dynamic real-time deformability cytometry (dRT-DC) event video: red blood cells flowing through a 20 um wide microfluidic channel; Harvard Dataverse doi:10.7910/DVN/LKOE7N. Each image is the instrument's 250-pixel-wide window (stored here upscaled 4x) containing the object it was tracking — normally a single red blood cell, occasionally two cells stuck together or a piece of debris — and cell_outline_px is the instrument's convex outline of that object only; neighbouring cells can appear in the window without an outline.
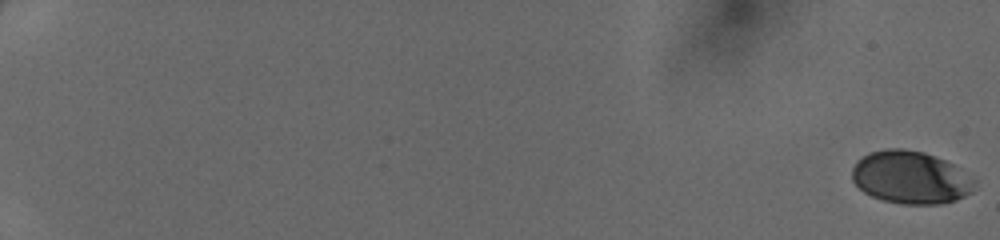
{"species": "human", "species_latin": "Homo sapiens", "temperature_condition": "cold", "stored_images_in_passage": 51, "camera_frame_rate_fps": 3000, "um_per_image_px": 0.085, "donor": {"sex": "female"}, "frame": {"image": 1, "passage_image": 1, "time_ms": 0.0, "image_size_px": [1000, 240], "cell_outline_px": [[976, 184], [972, 192], [956, 200], [940, 204], [900, 204], [884, 200], [872, 196], [864, 192], [852, 180], [852, 168], [856, 160], [868, 152], [888, 148], [904, 148], [924, 152], [936, 156], [952, 164], [976, 180]], "centroid_in_image_um": [77.39, 15.07], "position_along_channel_um": 7.6, "area_um2": 37.86}}
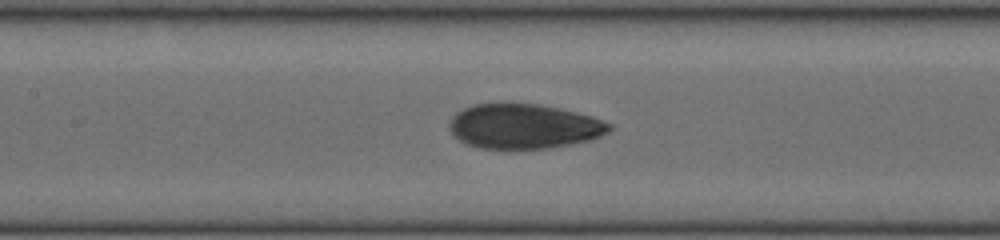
{"frame": {"image": 2, "passage_image": 28, "time_ms": 9.0, "image_size_px": [1000, 240], "cell_outline_px": [[612, 128], [608, 132], [592, 140], [552, 148], [520, 152], [480, 148], [468, 144], [460, 140], [448, 128], [448, 124], [452, 116], [456, 112], [464, 108], [476, 104], [504, 100], [536, 104], [560, 108], [592, 116], [612, 124]], "centroid_in_image_um": [44.51, 10.75], "position_along_channel_um": 162.9, "area_um2": 43.47}}
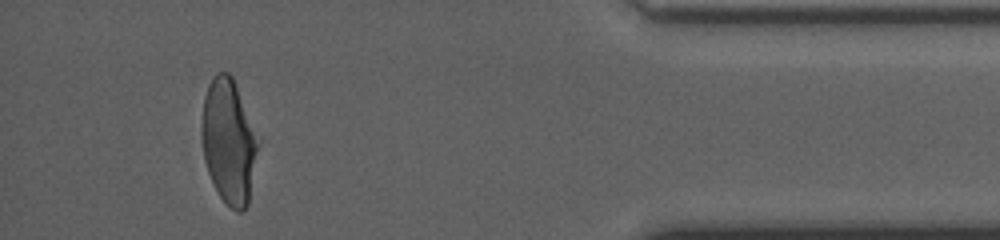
{"frame": {"image": 3, "passage_image": 48, "time_ms": 15.667, "image_size_px": [1000, 240], "cell_outline_px": [[260, 144], [248, 204], [240, 212], [236, 212], [220, 196], [208, 172], [204, 156], [204, 96], [208, 84], [216, 72], [228, 72], [232, 76]], "centroid_in_image_um": [19.48, 12.04], "position_along_channel_um": 415.7, "area_um2": 39.77}}